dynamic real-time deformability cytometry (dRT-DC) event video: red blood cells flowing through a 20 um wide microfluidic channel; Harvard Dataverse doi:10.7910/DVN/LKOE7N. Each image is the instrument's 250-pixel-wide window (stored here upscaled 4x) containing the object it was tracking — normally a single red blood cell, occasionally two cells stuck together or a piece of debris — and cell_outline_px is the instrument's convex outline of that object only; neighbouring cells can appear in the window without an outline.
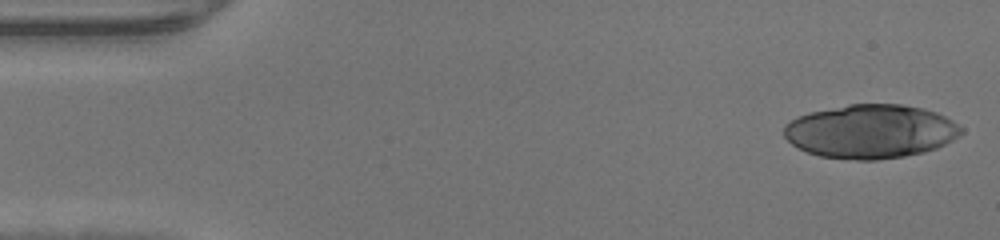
{"species": "human", "species_latin": "Homo sapiens", "temperature_condition": "warm", "stored_images_in_passage": 15, "camera_frame_rate_fps": 3000, "um_per_image_px": 0.085, "donor": {"sex": "male"}, "frame": {"image": 1, "passage_image": 1, "time_ms": 0.0, "image_size_px": [1000, 240], "cell_outline_px": [[964, 132], [960, 136], [936, 148], [924, 152], [904, 156], [876, 160], [856, 160], [820, 156], [808, 152], [792, 144], [784, 136], [784, 124], [796, 116], [808, 112], [848, 104], [900, 104], [924, 108], [936, 112], [952, 120], [964, 128]], "centroid_in_image_um": [74.01, 11.16], "position_along_channel_um": 11.0, "area_um2": 55.83}}
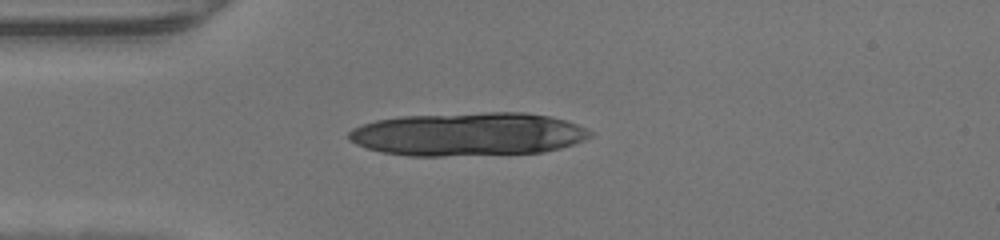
{"frame": {"image": 2, "passage_image": 11, "time_ms": 3.333, "image_size_px": [1000, 240], "cell_outline_px": [[596, 132], [592, 136], [584, 140], [560, 148], [544, 152], [444, 156], [408, 156], [380, 152], [356, 144], [348, 140], [348, 132], [352, 128], [360, 124], [376, 120], [400, 116], [488, 112], [524, 112], [552, 116], [588, 128]], "centroid_in_image_um": [39.79, 11.4], "position_along_channel_um": 45.2, "area_um2": 61.5}}